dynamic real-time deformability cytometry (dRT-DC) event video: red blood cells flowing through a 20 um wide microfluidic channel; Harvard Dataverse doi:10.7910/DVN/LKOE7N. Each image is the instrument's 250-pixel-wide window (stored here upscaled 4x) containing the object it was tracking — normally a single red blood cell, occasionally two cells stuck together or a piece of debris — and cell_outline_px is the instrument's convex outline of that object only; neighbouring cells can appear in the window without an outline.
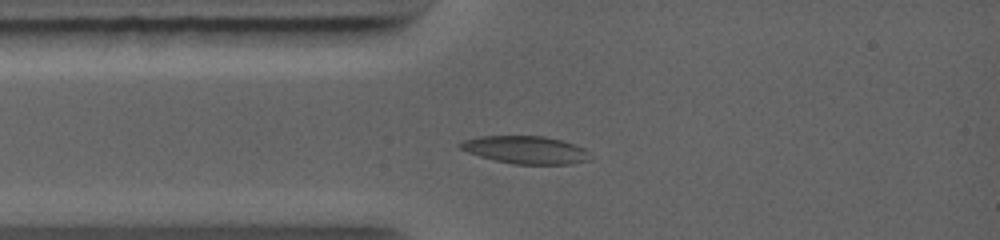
{"species": "common noctule bat (a hibernating species)", "species_latin": "Nyctalus noctula", "temperature_condition": "warm", "stored_images_in_passage": 3, "camera_frame_rate_fps": 5000, "um_per_image_px": 0.085, "animal": {"sex": "female", "body_mass_g": 19.0, "forearm_length_mm": 56.7}, "frame": {"image": 1, "passage_image": 3, "time_ms": 1.8, "image_size_px": [1000, 240], "cell_outline_px": [[592, 160], [572, 164], [512, 164], [480, 156], [468, 152], [460, 148], [456, 144], [464, 140], [480, 136], [544, 136], [560, 140], [584, 148], [588, 152]], "centroid_in_image_um": [44.68, 12.74], "position_along_channel_um": 40.3, "area_um2": 20.92}}